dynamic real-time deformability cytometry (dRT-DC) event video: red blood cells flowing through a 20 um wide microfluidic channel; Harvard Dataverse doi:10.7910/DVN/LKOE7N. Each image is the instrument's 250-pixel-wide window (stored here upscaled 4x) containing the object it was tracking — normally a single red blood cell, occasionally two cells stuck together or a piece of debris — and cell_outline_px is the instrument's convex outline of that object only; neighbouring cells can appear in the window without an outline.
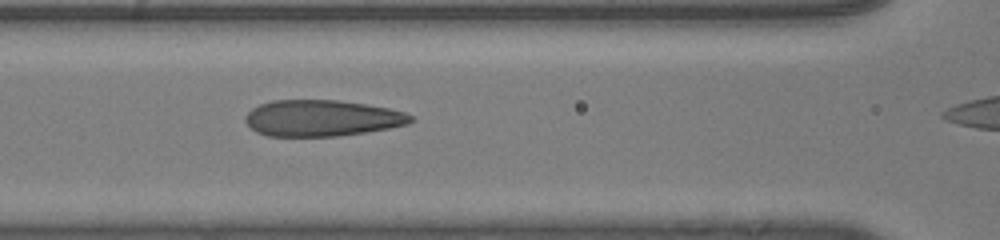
{"species": "human", "species_latin": "Homo sapiens", "temperature_condition": "room temperature", "stored_images_in_passage": 45, "camera_frame_rate_fps": 3000, "um_per_image_px": 0.085, "donor": {"sex": "male"}, "frame": {"image": 1, "passage_image": 24, "time_ms": 7.667, "image_size_px": [1000, 240], "cell_outline_px": [[416, 120], [408, 124], [388, 128], [364, 132], [336, 136], [268, 136], [256, 132], [244, 120], [244, 116], [252, 108], [260, 104], [272, 100], [336, 100], [364, 104], [388, 108], [404, 112], [412, 116]], "centroid_in_image_um": [27.34, 10.04], "position_along_channel_um": 139.3, "area_um2": 34.85}}
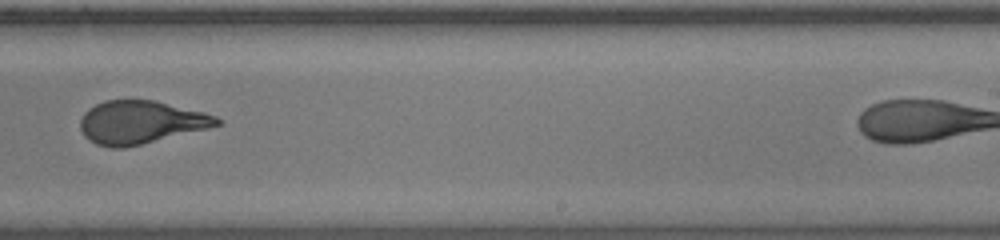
{"frame": {"image": 2, "passage_image": 34, "time_ms": 11.0, "image_size_px": [1000, 240], "cell_outline_px": [[220, 124], [208, 128], [124, 148], [112, 148], [96, 144], [88, 140], [84, 136], [80, 128], [80, 120], [84, 112], [88, 108], [104, 100], [156, 100], [204, 112], [216, 116], [220, 120]], "centroid_in_image_um": [11.92, 10.38], "position_along_channel_um": 277.1, "area_um2": 34.22}}
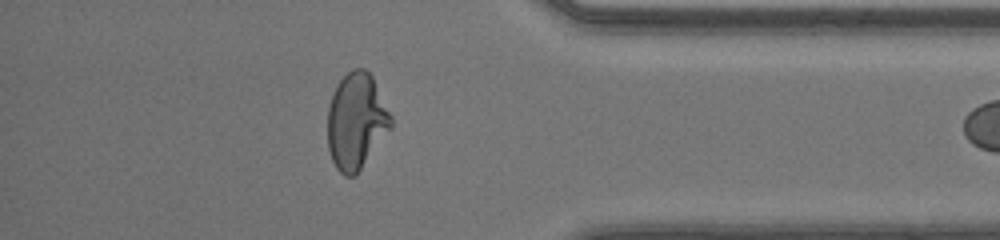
{"frame": {"image": 3, "passage_image": 44, "time_ms": 14.333, "image_size_px": [1000, 240], "cell_outline_px": [[392, 128], [356, 176], [344, 176], [336, 168], [332, 160], [328, 148], [328, 108], [336, 84], [352, 68], [364, 68], [372, 76], [392, 116]], "centroid_in_image_um": [30.29, 10.32], "position_along_channel_um": 404.9, "area_um2": 35.66}}